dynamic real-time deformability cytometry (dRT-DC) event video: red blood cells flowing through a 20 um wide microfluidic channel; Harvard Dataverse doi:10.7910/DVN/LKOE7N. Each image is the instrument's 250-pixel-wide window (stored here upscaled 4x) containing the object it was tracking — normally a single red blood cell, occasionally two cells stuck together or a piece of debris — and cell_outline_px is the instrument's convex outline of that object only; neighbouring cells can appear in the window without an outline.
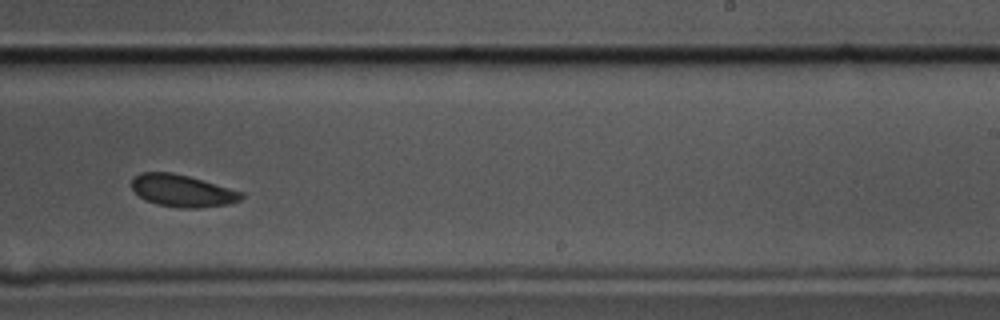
{"species": "common noctule bat (a hibernating species)", "species_latin": "Nyctalus noctula", "temperature_condition": "cold", "stored_images_in_passage": 13, "camera_frame_rate_fps": 3000, "um_per_image_px": 0.085, "animal": {"sex": "male", "body_mass_g": 17.5, "forearm_length_mm": 52.3}, "frame": {"image": 1, "passage_image": 8, "time_ms": 2.333, "image_size_px": [1000, 320], "cell_outline_px": [[244, 196], [240, 200], [228, 204], [200, 208], [180, 208], [156, 204], [144, 200], [132, 188], [132, 180], [140, 172], [172, 172], [188, 176], [244, 192]], "centroid_in_image_um": [15.5, 16.22], "position_along_channel_um": 273.5, "area_um2": 20.52}}
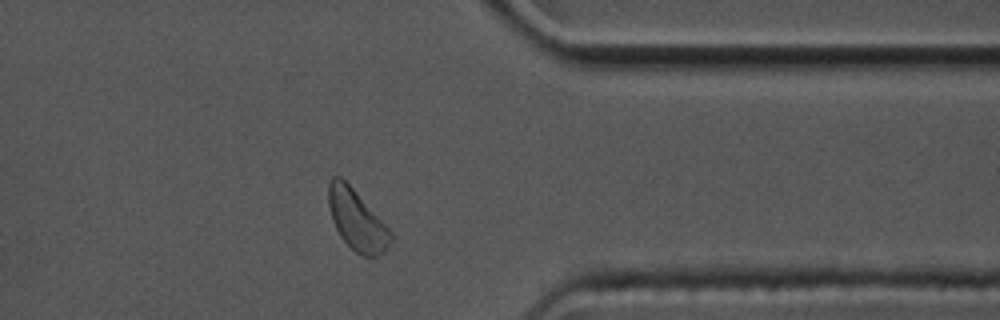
{"frame": {"image": 2, "passage_image": 11, "time_ms": 3.333, "image_size_px": [1000, 320], "cell_outline_px": [[392, 240], [384, 252], [376, 256], [360, 256], [340, 236], [332, 220], [328, 204], [328, 184], [332, 176], [340, 176], [352, 188], [392, 232]], "centroid_in_image_um": [30.31, 18.71], "position_along_channel_um": 381.1, "area_um2": 21.5}}
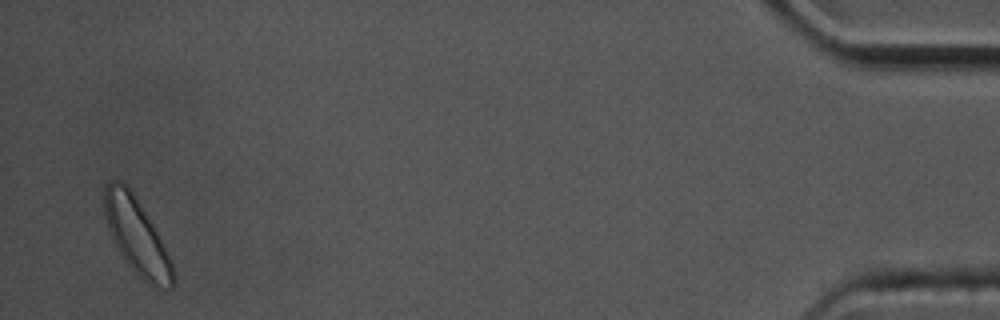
{"frame": {"image": 3, "passage_image": 13, "time_ms": 4.0, "image_size_px": [1000, 320], "cell_outline_px": [[176, 284], [172, 288], [160, 292], [152, 288], [124, 260], [116, 248], [112, 240], [108, 228], [104, 212], [104, 188], [112, 180], [120, 180], [132, 192], [152, 224], [172, 260]], "centroid_in_image_um": [11.65, 20.18], "position_along_channel_um": 423.5, "area_um2": 30.4}}